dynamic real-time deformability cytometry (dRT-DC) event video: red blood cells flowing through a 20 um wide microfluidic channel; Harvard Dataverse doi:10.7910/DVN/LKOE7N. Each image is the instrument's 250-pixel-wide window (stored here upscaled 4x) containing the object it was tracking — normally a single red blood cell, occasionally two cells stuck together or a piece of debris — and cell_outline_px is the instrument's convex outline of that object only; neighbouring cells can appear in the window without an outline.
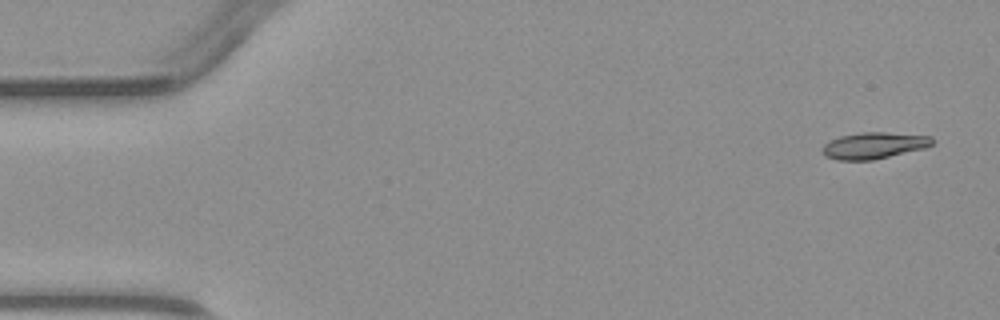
{"species": "common noctule bat (a hibernating species)", "species_latin": "Nyctalus noctula", "temperature_condition": "warm", "stored_images_in_passage": 5, "segment_of_instrument_passage": [1, 2], "camera_frame_rate_fps": 3000, "um_per_image_px": 0.085, "animal": {"sex": "male", "body_mass_g": 23.1, "forearm_length_mm": 52.7}, "frame": {"image": 1, "passage_image": 1, "time_ms": 0.0, "image_size_px": [1000, 320], "cell_outline_px": [[932, 144], [924, 148], [872, 160], [836, 160], [824, 156], [820, 152], [824, 144], [840, 136], [860, 132], [884, 132], [932, 136]], "centroid_in_image_um": [74.23, 12.37], "position_along_channel_um": 10.8, "area_um2": 16.88}}